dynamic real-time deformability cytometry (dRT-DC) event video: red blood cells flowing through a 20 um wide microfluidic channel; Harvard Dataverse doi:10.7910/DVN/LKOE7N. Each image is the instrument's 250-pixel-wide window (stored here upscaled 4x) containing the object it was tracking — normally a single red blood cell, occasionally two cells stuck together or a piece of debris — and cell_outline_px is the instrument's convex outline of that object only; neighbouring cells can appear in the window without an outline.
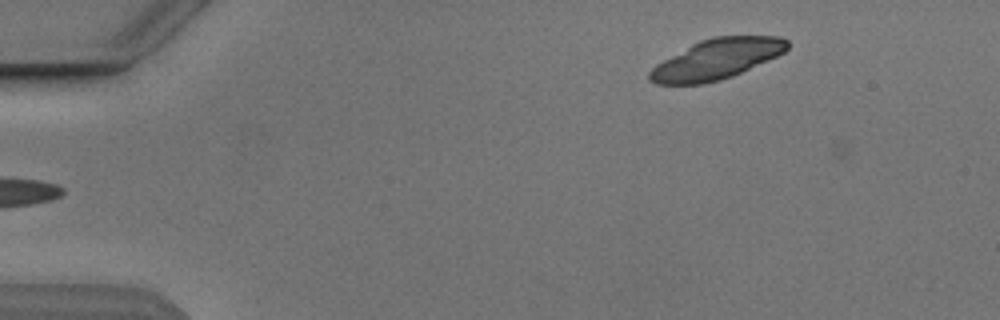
{"species": "Egyptian fruit bat (a non-hibernating species)", "species_latin": "Rousettus aegyptiacus", "temperature_condition": "cold", "stored_images_in_passage": 5, "segment_of_instrument_passage": [2, 2], "camera_frame_rate_fps": 3000, "um_per_image_px": 0.085, "animal": {"sex": "male"}, "frame": {"image": 1, "passage_image": 5, "time_ms": 4.667, "image_size_px": [1000, 320], "cell_outline_px": [[788, 48], [784, 52], [776, 56], [732, 76], [720, 80], [704, 84], [656, 84], [648, 80], [648, 72], [656, 64], [692, 44], [700, 40], [712, 36], [780, 36], [788, 40]], "centroid_in_image_um": [60.89, 5.03], "position_along_channel_um": 24.1, "area_um2": 32.08}}